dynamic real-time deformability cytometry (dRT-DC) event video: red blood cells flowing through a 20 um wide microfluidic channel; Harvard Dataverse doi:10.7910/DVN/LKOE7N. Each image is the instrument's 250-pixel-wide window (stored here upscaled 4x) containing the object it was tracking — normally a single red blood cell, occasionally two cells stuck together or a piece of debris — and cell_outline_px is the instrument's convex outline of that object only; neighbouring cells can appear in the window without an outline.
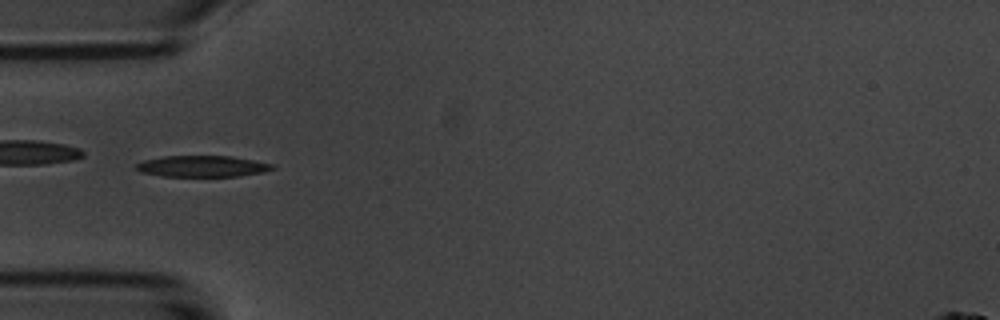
{"species": "common noctule bat (a hibernating species)", "species_latin": "Nyctalus noctula", "temperature_condition": "room temperature", "stored_images_in_passage": 6, "camera_frame_rate_fps": 3000, "um_per_image_px": 0.085, "animal": {"sex": "male", "body_mass_g": 20.1, "forearm_length_mm": 53.5}, "frame": {"image": 1, "passage_image": 5, "time_ms": 5.0, "image_size_px": [1000, 320], "cell_outline_px": [[276, 168], [264, 172], [240, 176], [160, 176], [140, 172], [136, 168], [136, 164], [144, 160], [164, 156], [232, 156], [276, 164]], "centroid_in_image_um": [17.24, 14.13], "position_along_channel_um": 67.8, "area_um2": 16.99}}